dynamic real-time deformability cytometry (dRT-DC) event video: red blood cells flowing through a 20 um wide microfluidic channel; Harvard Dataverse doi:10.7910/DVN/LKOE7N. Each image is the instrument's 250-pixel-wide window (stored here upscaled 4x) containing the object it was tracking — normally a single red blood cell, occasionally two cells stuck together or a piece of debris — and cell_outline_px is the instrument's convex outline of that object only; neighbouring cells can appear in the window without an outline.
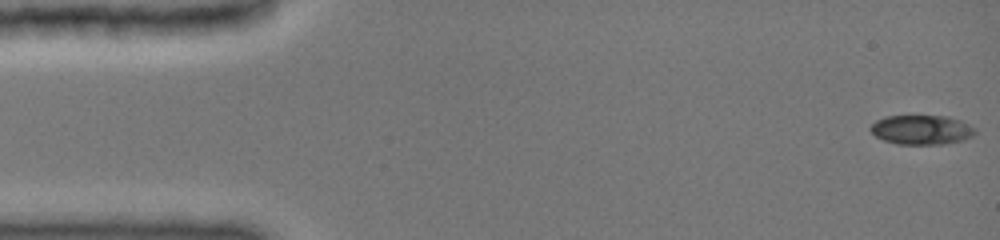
{"species": "common noctule bat (a hibernating species)", "species_latin": "Nyctalus noctula", "temperature_condition": "cold", "stored_images_in_passage": 17, "camera_frame_rate_fps": 3000, "um_per_image_px": 0.085, "animal": {"sex": "female", "body_mass_g": 19.0, "forearm_length_mm": 51.5}, "frame": {"image": 1, "passage_image": 1, "time_ms": 0.0, "image_size_px": [1000, 240], "cell_outline_px": [[976, 132], [972, 136], [964, 140], [944, 144], [896, 144], [884, 140], [876, 136], [868, 128], [876, 120], [884, 116], [948, 116], [960, 120], [976, 128]], "centroid_in_image_um": [78.34, 11.03], "position_along_channel_um": 6.7, "area_um2": 18.03}}
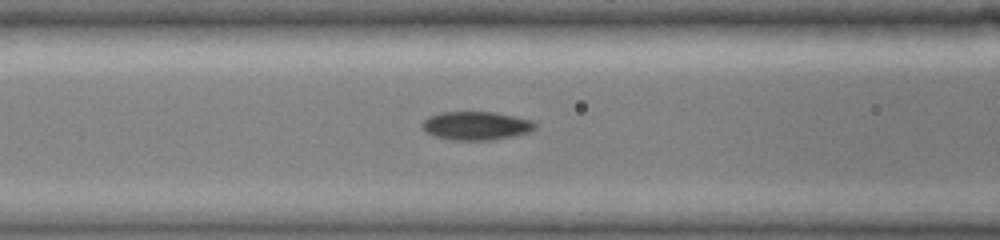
{"frame": {"image": 2, "passage_image": 15, "time_ms": 6.0, "image_size_px": [1000, 240], "cell_outline_px": [[536, 128], [528, 132], [512, 136], [492, 140], [448, 140], [436, 136], [428, 132], [420, 124], [428, 116], [440, 112], [496, 112], [532, 120], [536, 124]], "centroid_in_image_um": [40.47, 10.68], "position_along_channel_um": 126.1, "area_um2": 18.73}}
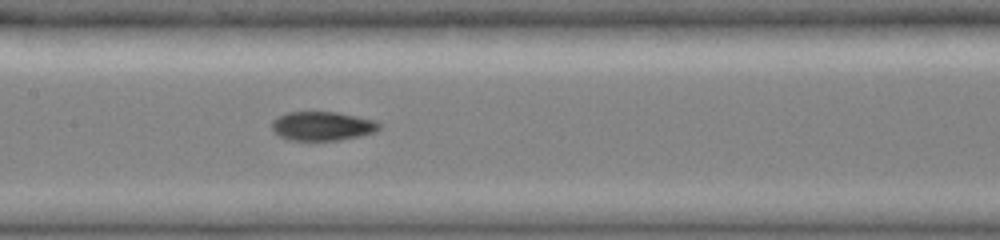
{"frame": {"image": 3, "passage_image": 17, "time_ms": 7.333, "image_size_px": [1000, 240], "cell_outline_px": [[380, 128], [376, 132], [360, 136], [340, 140], [288, 140], [280, 136], [272, 128], [272, 120], [288, 112], [336, 112], [376, 120], [380, 124]], "centroid_in_image_um": [27.43, 10.72], "position_along_channel_um": 180.0, "area_um2": 18.09}}